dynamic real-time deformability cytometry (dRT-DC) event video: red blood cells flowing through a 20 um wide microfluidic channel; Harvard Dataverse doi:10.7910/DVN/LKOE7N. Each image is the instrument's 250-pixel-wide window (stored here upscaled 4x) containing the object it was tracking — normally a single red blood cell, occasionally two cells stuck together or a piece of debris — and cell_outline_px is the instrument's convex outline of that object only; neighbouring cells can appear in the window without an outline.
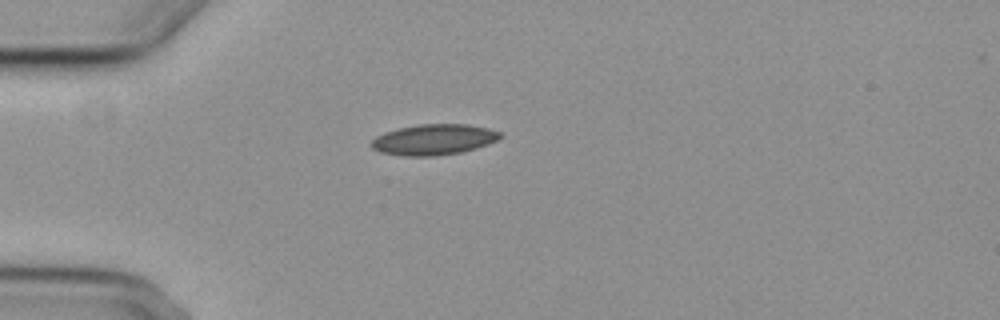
{"species": "common noctule bat (a hibernating species)", "species_latin": "Nyctalus noctula", "temperature_condition": "cold", "stored_images_in_passage": 4, "camera_frame_rate_fps": 3000, "um_per_image_px": 0.085, "animal": {"sex": "female", "body_mass_g": 29.2, "forearm_length_mm": 56.3}, "frame": {"image": 1, "passage_image": 1, "time_ms": 0.0, "image_size_px": [1000, 320], "cell_outline_px": [[504, 136], [488, 144], [476, 148], [460, 152], [436, 156], [404, 156], [380, 152], [372, 148], [368, 144], [376, 136], [384, 132], [400, 128], [420, 124], [468, 124], [488, 128], [500, 132]], "centroid_in_image_um": [36.86, 11.86], "position_along_channel_um": 48.1, "area_um2": 23.12}}
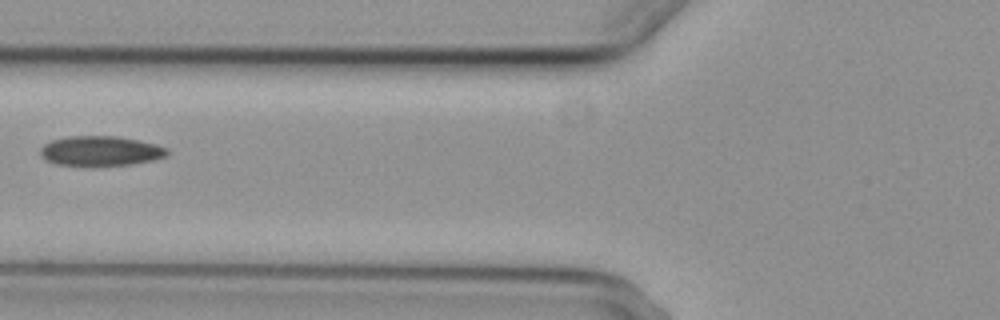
{"frame": {"image": 2, "passage_image": 3, "time_ms": 2.333, "image_size_px": [1000, 320], "cell_outline_px": [[168, 156], [152, 160], [132, 164], [88, 168], [56, 164], [44, 160], [40, 156], [40, 148], [44, 144], [52, 140], [68, 136], [116, 136], [140, 140], [156, 144], [168, 148]], "centroid_in_image_um": [8.52, 12.86], "position_along_channel_um": 117.3, "area_um2": 22.89}}
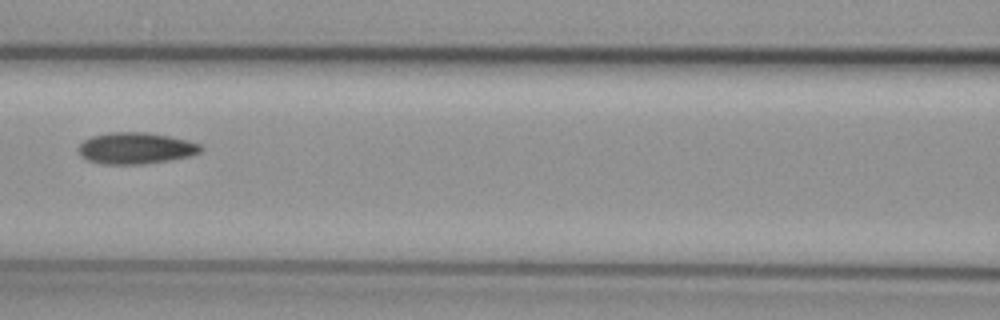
{"frame": {"image": 3, "passage_image": 4, "time_ms": 3.333, "image_size_px": [1000, 320], "cell_outline_px": [[204, 148], [200, 152], [192, 156], [144, 164], [100, 164], [88, 160], [80, 156], [76, 148], [84, 140], [92, 136], [108, 132], [148, 132], [188, 140], [200, 144]], "centroid_in_image_um": [11.52, 12.6], "position_along_channel_um": 155.1, "area_um2": 22.66}}